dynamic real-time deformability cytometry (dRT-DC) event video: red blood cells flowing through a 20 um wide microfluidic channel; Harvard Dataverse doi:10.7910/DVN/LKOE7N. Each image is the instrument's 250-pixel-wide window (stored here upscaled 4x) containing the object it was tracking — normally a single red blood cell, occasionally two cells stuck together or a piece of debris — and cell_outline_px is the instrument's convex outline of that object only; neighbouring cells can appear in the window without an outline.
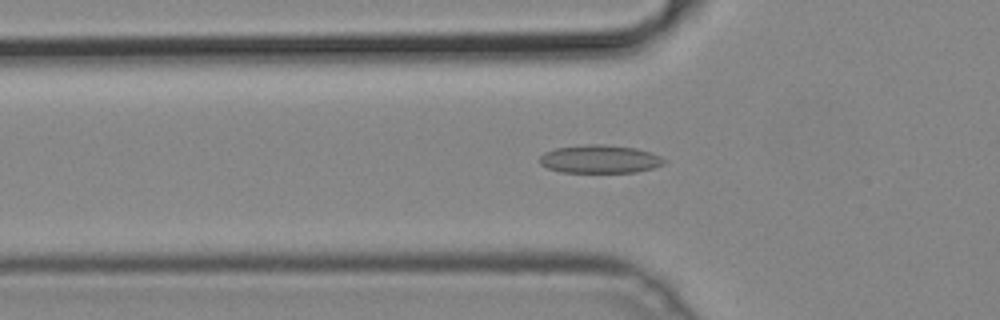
{"species": "common noctule bat (a hibernating species)", "species_latin": "Nyctalus noctula", "temperature_condition": "cold", "stored_images_in_passage": 51, "camera_frame_rate_fps": 3000, "um_per_image_px": 0.085, "animal": {"sex": "male", "body_mass_g": 19.2, "forearm_length_mm": 51.8}, "frame": {"image": 1, "passage_image": 17, "time_ms": 5.333, "image_size_px": [1000, 320], "cell_outline_px": [[668, 160], [664, 164], [652, 168], [636, 172], [560, 172], [548, 168], [540, 164], [540, 156], [544, 152], [556, 148], [584, 144], [604, 144], [636, 148], [652, 152]], "centroid_in_image_um": [51.0, 13.51], "position_along_channel_um": 74.8, "area_um2": 20.58}}
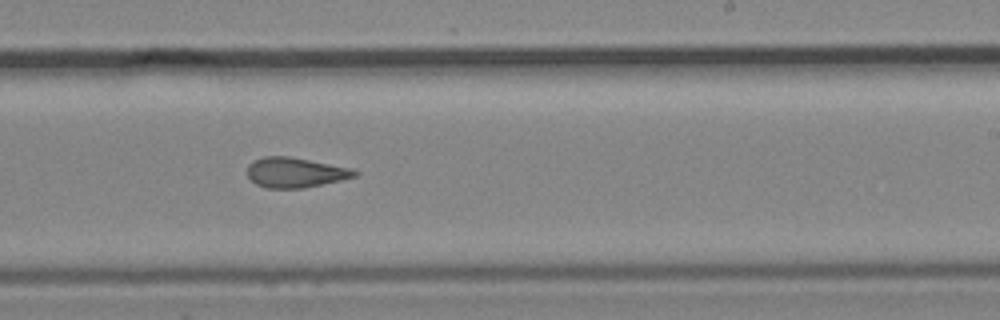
{"frame": {"image": 2, "passage_image": 31, "time_ms": 10.0, "image_size_px": [1000, 320], "cell_outline_px": [[360, 172], [356, 176], [340, 180], [304, 188], [268, 188], [256, 184], [248, 176], [248, 164], [264, 156], [288, 156], [352, 168]], "centroid_in_image_um": [25.11, 14.66], "position_along_channel_um": 263.9, "area_um2": 18.61}}
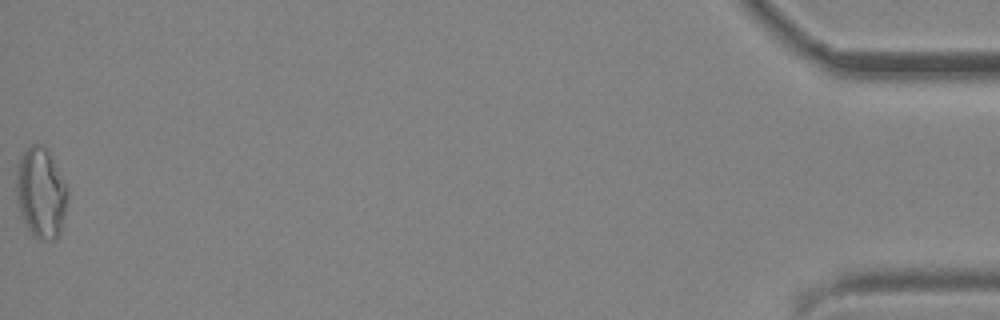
{"frame": {"image": 3, "passage_image": 51, "time_ms": 16.667, "image_size_px": [1000, 320], "cell_outline_px": [[68, 200], [60, 232], [52, 240], [40, 240], [28, 228], [24, 220], [20, 208], [16, 184], [16, 172], [20, 156], [32, 144], [40, 144], [48, 148], [68, 184]], "centroid_in_image_um": [3.53, 16.33], "position_along_channel_um": 431.7, "area_um2": 27.05}}